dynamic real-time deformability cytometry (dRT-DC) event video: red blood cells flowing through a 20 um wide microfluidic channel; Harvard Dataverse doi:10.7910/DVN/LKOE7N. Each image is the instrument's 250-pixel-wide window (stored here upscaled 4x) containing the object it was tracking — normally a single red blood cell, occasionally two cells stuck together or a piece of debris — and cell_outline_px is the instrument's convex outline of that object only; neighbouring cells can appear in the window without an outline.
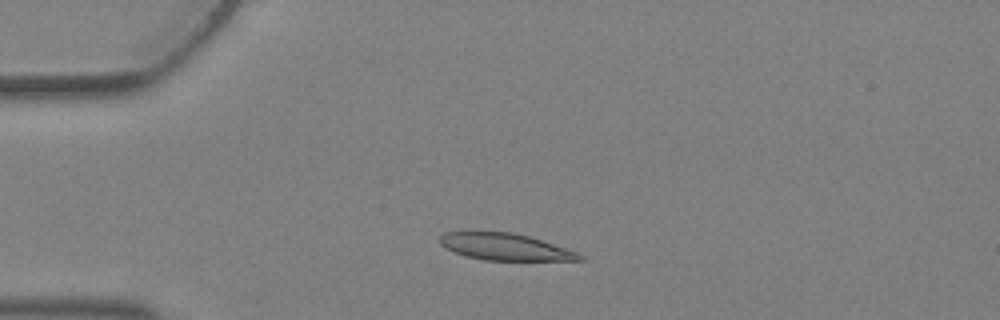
{"species": "Egyptian fruit bat (a non-hibernating species)", "species_latin": "Rousettus aegyptiacus", "temperature_condition": "warm", "stored_images_in_passage": 3, "camera_frame_rate_fps": 3000, "um_per_image_px": 0.085, "animal": {"sex": "female"}, "frame": {"image": 1, "passage_image": 2, "time_ms": 0.333, "image_size_px": [1000, 320], "cell_outline_px": [[584, 260], [484, 260], [464, 256], [440, 244], [440, 236], [444, 232], [512, 232], [528, 236], [576, 252], [584, 256]], "centroid_in_image_um": [42.91, 20.98], "position_along_channel_um": 42.1, "area_um2": 21.39}}